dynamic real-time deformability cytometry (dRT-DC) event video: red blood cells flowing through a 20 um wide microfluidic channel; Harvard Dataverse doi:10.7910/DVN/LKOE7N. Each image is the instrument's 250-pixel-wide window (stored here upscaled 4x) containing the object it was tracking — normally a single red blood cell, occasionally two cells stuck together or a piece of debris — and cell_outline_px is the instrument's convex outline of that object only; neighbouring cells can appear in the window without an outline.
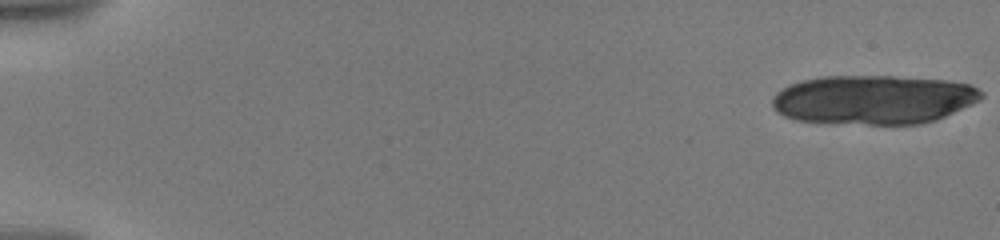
{"species": "human", "species_latin": "Homo sapiens", "temperature_condition": "warm", "stored_images_in_passage": 13, "camera_frame_rate_fps": 3000, "um_per_image_px": 0.085, "donor": {"sex": "male"}, "frame": {"image": 1, "passage_image": 1, "time_ms": 0.0, "image_size_px": [1000, 240], "cell_outline_px": [[984, 96], [980, 100], [972, 104], [936, 120], [920, 124], [820, 124], [796, 120], [784, 116], [776, 112], [772, 104], [772, 96], [776, 92], [788, 84], [800, 80], [824, 76], [892, 76], [944, 80], [968, 84], [984, 92]], "centroid_in_image_um": [74.18, 8.48], "position_along_channel_um": 10.8, "area_um2": 60.63}}